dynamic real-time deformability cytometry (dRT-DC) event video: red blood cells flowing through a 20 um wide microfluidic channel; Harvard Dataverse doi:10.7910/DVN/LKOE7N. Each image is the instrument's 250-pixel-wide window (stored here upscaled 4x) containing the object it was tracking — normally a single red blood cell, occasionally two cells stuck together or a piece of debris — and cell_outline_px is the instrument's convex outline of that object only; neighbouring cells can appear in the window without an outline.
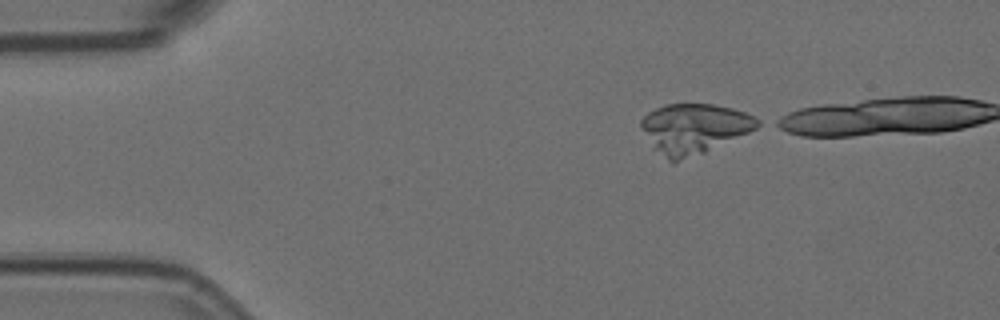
{"species": "Egyptian fruit bat (a non-hibernating species)", "species_latin": "Rousettus aegyptiacus", "temperature_condition": "room temperature", "stored_images_in_passage": 20, "camera_frame_rate_fps": 3000, "um_per_image_px": 0.085, "animal": {"sex": "female"}, "frame": {"image": 1, "passage_image": 1, "time_ms": 0.0, "image_size_px": [1000, 320], "cell_outline_px": [[764, 124], [748, 132], [704, 152], [672, 164], [652, 148], [640, 128], [640, 120], [648, 112], [656, 108], [668, 104], [712, 104], [732, 108], [744, 112], [760, 120]], "centroid_in_image_um": [58.94, 10.93], "position_along_channel_um": 26.1, "area_um2": 33.87}}
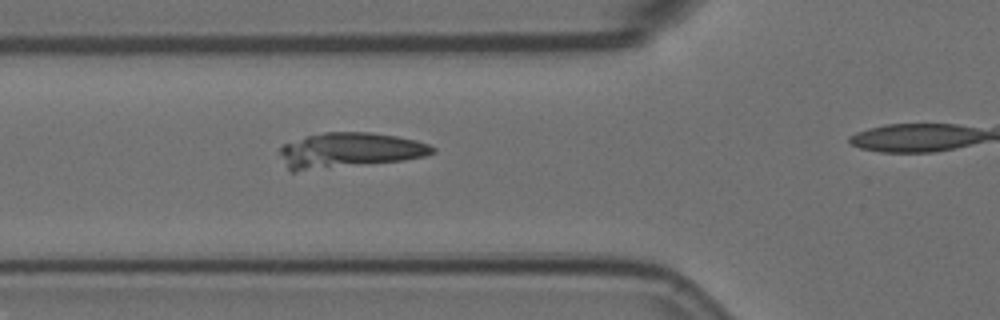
{"frame": {"image": 2, "passage_image": 12, "time_ms": 3.667, "image_size_px": [1000, 320], "cell_outline_px": [[436, 152], [424, 156], [404, 160], [296, 172], [292, 172], [288, 168], [280, 152], [280, 148], [284, 144], [308, 136], [324, 132], [372, 132], [396, 136], [416, 140], [428, 144], [436, 148]], "centroid_in_image_um": [29.73, 12.78], "position_along_channel_um": 96.1, "area_um2": 31.15}}